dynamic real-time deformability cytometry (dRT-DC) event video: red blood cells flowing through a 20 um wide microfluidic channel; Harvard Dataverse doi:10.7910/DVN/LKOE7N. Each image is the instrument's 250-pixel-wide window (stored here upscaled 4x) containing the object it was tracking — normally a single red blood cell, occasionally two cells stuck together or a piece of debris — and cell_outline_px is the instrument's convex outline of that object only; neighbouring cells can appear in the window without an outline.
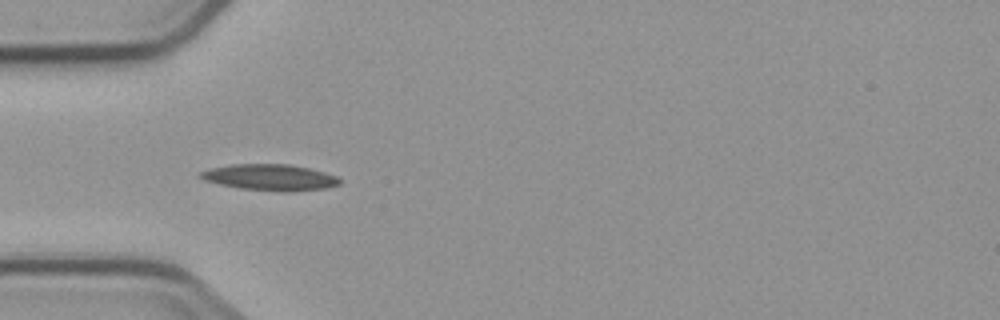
{"species": "common noctule bat (a hibernating species)", "species_latin": "Nyctalus noctula", "temperature_condition": "cold", "stored_images_in_passage": 6, "camera_frame_rate_fps": 3000, "um_per_image_px": 0.085, "animal": {"sex": "male", "body_mass_g": 23.1, "forearm_length_mm": 52.7}, "frame": {"image": 1, "passage_image": 5, "time_ms": 4.667, "image_size_px": [1000, 320], "cell_outline_px": [[340, 184], [328, 188], [292, 192], [240, 188], [220, 184], [204, 180], [196, 176], [200, 172], [212, 168], [232, 164], [288, 164], [308, 168], [324, 172], [336, 176], [340, 180]], "centroid_in_image_um": [22.96, 15.08], "position_along_channel_um": 62.0, "area_um2": 21.15}}
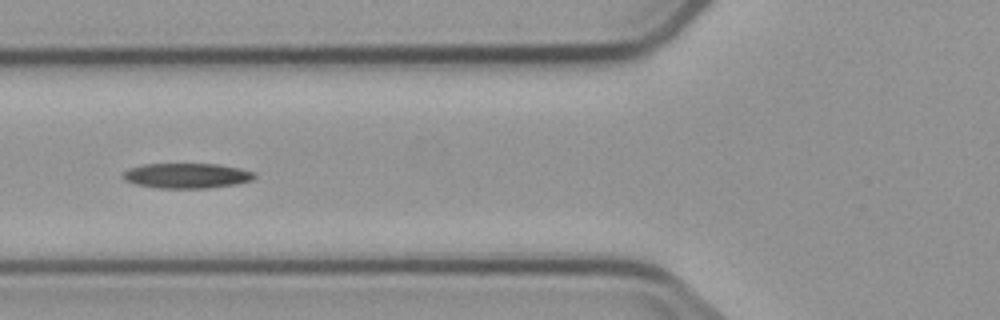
{"frame": {"image": 2, "passage_image": 6, "time_ms": 6.0, "image_size_px": [1000, 320], "cell_outline_px": [[256, 176], [252, 180], [236, 184], [208, 188], [156, 188], [136, 184], [124, 180], [120, 176], [128, 168], [144, 164], [216, 164], [240, 168], [256, 172]], "centroid_in_image_um": [15.86, 14.93], "position_along_channel_um": 109.9, "area_um2": 19.36}}